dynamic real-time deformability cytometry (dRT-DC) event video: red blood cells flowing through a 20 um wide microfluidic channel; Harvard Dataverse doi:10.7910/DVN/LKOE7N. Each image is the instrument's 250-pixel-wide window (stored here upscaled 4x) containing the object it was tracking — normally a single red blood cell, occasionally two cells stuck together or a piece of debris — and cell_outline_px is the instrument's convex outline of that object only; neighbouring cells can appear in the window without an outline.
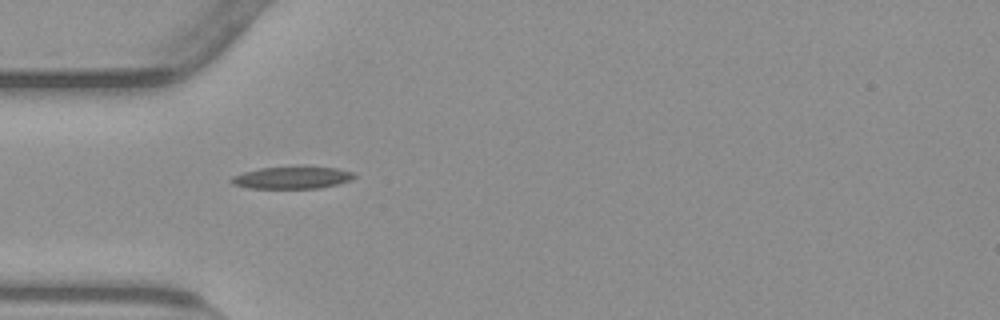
{"species": "common noctule bat (a hibernating species)", "species_latin": "Nyctalus noctula", "temperature_condition": "warm", "stored_images_in_passage": 39, "camera_frame_rate_fps": 3000, "um_per_image_px": 0.085, "animal": {"sex": "male", "body_mass_g": 23.1, "forearm_length_mm": 52.7}, "frame": {"image": 1, "passage_image": 1, "time_ms": 0.0, "image_size_px": [1000, 320], "cell_outline_px": [[356, 176], [352, 180], [320, 188], [248, 188], [232, 184], [228, 180], [232, 176], [244, 172], [260, 168], [304, 164], [336, 168], [352, 172]], "centroid_in_image_um": [24.83, 15.06], "position_along_channel_um": 60.2, "area_um2": 16.53}}
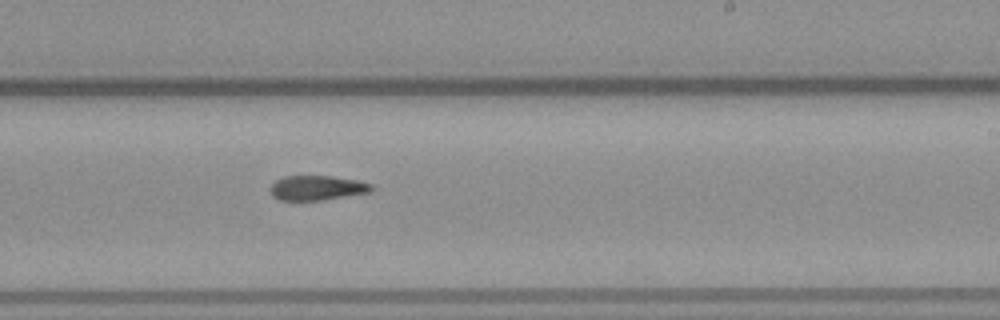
{"frame": {"image": 2, "passage_image": 17, "time_ms": 5.333, "image_size_px": [1000, 320], "cell_outline_px": [[376, 188], [372, 192], [324, 200], [280, 200], [272, 196], [268, 188], [276, 180], [284, 176], [332, 176], [360, 180], [372, 184]], "centroid_in_image_um": [26.99, 15.97], "position_along_channel_um": 262.0, "area_um2": 14.91}}
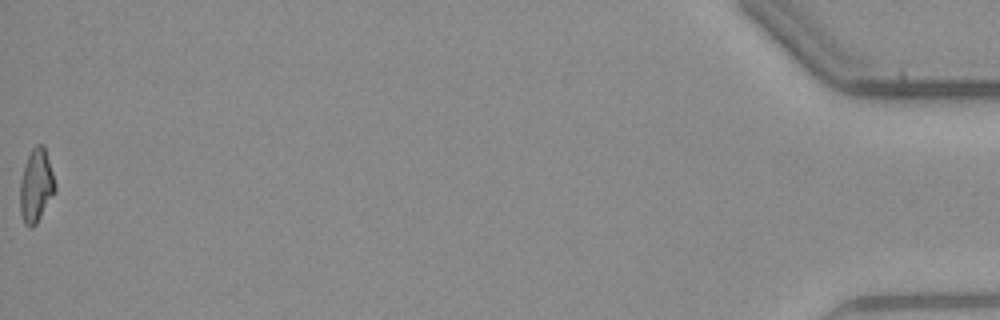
{"frame": {"image": 3, "passage_image": 39, "time_ms": 12.667, "image_size_px": [1000, 320], "cell_outline_px": [[56, 192], [36, 224], [32, 228], [28, 228], [24, 224], [20, 212], [20, 180], [28, 156], [32, 148], [36, 144], [44, 144], [56, 184]], "centroid_in_image_um": [3.08, 15.81], "position_along_channel_um": 432.1, "area_um2": 15.14}}